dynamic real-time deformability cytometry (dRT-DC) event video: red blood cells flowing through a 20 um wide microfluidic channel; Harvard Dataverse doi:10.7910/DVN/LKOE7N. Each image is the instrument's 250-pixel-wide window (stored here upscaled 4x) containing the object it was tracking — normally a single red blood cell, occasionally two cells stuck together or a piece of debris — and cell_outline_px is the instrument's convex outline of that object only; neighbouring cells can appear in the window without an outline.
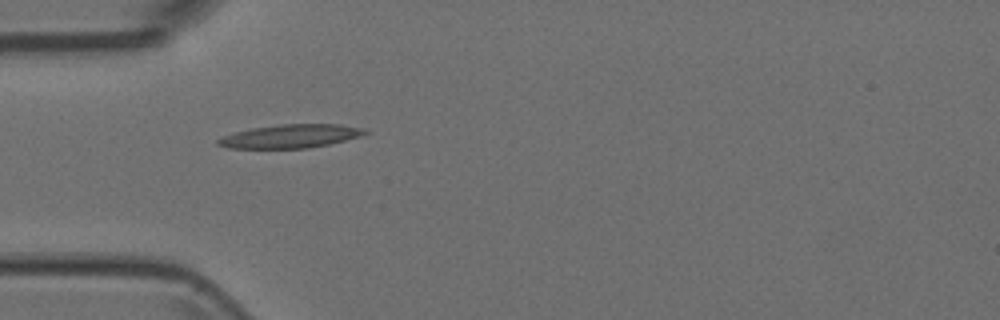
{"species": "Egyptian fruit bat (a non-hibernating species)", "species_latin": "Rousettus aegyptiacus", "temperature_condition": "room temperature", "stored_images_in_passage": 2, "camera_frame_rate_fps": 3000, "um_per_image_px": 0.085, "animal": {"sex": "female"}, "frame": {"image": 1, "passage_image": 1, "time_ms": 0.0, "image_size_px": [1000, 320], "cell_outline_px": [[372, 132], [360, 136], [328, 144], [308, 148], [228, 148], [216, 144], [216, 140], [224, 136], [236, 132], [252, 128], [280, 124], [340, 124], [364, 128]], "centroid_in_image_um": [24.72, 11.57], "position_along_channel_um": 60.3, "area_um2": 20.06}}
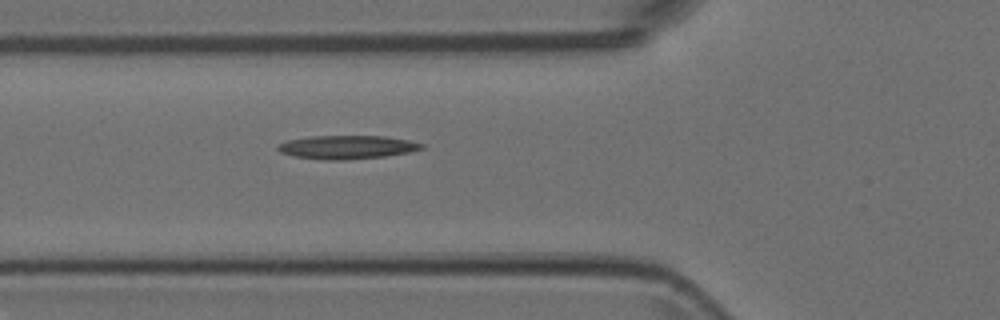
{"frame": {"image": 2, "passage_image": 2, "time_ms": 0.333, "image_size_px": [1000, 320], "cell_outline_px": [[424, 148], [408, 152], [384, 156], [344, 160], [324, 160], [296, 156], [280, 152], [276, 148], [276, 144], [288, 140], [308, 136], [384, 136], [408, 140], [424, 144]], "centroid_in_image_um": [29.46, 12.5], "position_along_channel_um": 96.3, "area_um2": 19.65}}